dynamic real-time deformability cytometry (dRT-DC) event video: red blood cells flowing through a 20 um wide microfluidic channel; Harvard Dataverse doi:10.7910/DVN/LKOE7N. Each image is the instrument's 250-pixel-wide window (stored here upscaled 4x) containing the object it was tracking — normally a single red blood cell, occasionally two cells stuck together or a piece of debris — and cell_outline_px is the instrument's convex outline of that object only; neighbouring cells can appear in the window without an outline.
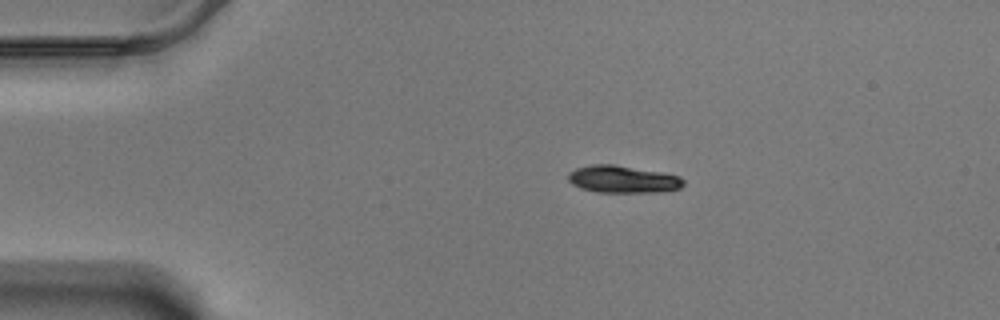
{"species": "Egyptian fruit bat (a non-hibernating species)", "species_latin": "Rousettus aegyptiacus", "temperature_condition": "warm", "stored_images_in_passage": 48, "camera_frame_rate_fps": 3000, "um_per_image_px": 0.085, "animal": {"sex": "male"}, "frame": {"image": 1, "passage_image": 1, "time_ms": 0.0, "image_size_px": [1000, 320], "cell_outline_px": [[684, 184], [680, 188], [656, 192], [596, 192], [580, 188], [572, 184], [568, 180], [568, 172], [576, 168], [592, 164], [612, 164], [660, 172], [680, 176], [684, 180]], "centroid_in_image_um": [52.9, 15.24], "position_along_channel_um": 32.1, "area_um2": 18.26}}
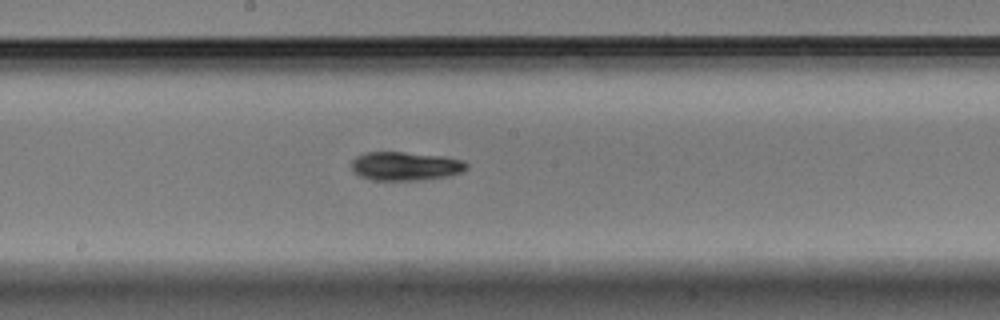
{"frame": {"image": 2, "passage_image": 21, "time_ms": 6.667, "image_size_px": [1000, 320], "cell_outline_px": [[468, 168], [464, 172], [448, 176], [420, 180], [376, 180], [360, 176], [352, 168], [352, 160], [356, 156], [364, 152], [404, 152], [444, 156], [464, 160], [468, 164]], "centroid_in_image_um": [34.51, 14.11], "position_along_channel_um": 213.7, "area_um2": 19.36}}
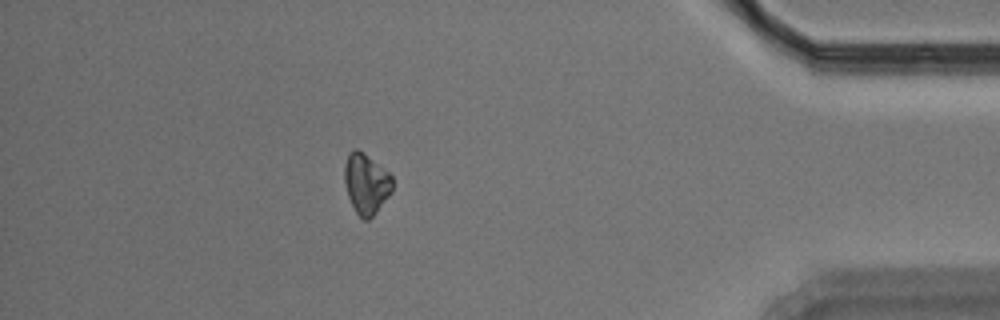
{"frame": {"image": 3, "passage_image": 41, "time_ms": 13.333, "image_size_px": [1000, 320], "cell_outline_px": [[392, 192], [376, 212], [368, 220], [364, 220], [356, 212], [348, 196], [344, 180], [344, 164], [348, 152], [352, 148], [356, 148], [364, 152], [388, 172], [392, 176]], "centroid_in_image_um": [31.11, 15.57], "position_along_channel_um": 404.1, "area_um2": 16.94}, "authors_computed_cell_mechanics": {"area_um2": 18.2937, "velocity_mm_per_s": 3.4711, "shape_relaxation_time_tau1_ms": 4.7873, "shape_relaxation_time_tau2_ms": null, "deformation_change_tau1": 0.1085, "deformation_change_tau2": null}}